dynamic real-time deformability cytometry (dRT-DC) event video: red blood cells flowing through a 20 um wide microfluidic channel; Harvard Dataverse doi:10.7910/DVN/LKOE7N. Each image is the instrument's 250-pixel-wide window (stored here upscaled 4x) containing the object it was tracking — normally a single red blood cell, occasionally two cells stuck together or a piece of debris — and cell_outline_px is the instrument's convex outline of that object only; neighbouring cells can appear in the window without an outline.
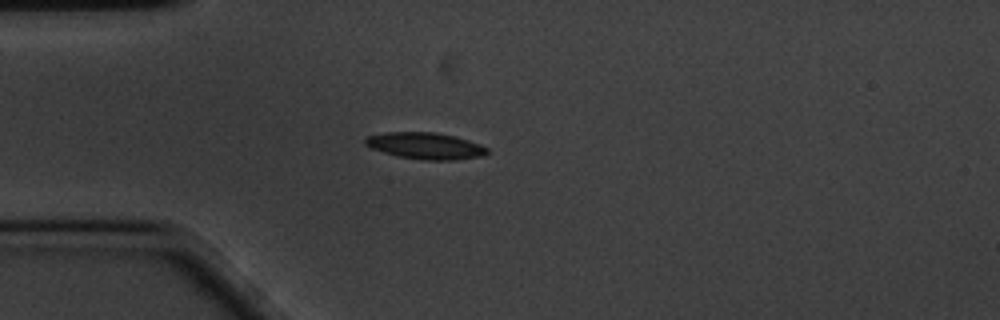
{"species": "common noctule bat (a hibernating species)", "species_latin": "Nyctalus noctula", "temperature_condition": "cold", "stored_images_in_passage": 44, "camera_frame_rate_fps": 3000, "um_per_image_px": 0.085, "animal": {"sex": "male", "body_mass_g": 20.1, "forearm_length_mm": 53.5}, "frame": {"image": 1, "passage_image": 1, "time_ms": 0.0, "image_size_px": [1000, 320], "cell_outline_px": [[488, 152], [484, 156], [456, 160], [424, 160], [396, 156], [372, 148], [364, 144], [364, 136], [384, 132], [436, 132], [456, 136], [480, 144], [488, 148]], "centroid_in_image_um": [36.15, 12.39], "position_along_channel_um": 48.8, "area_um2": 19.13}}
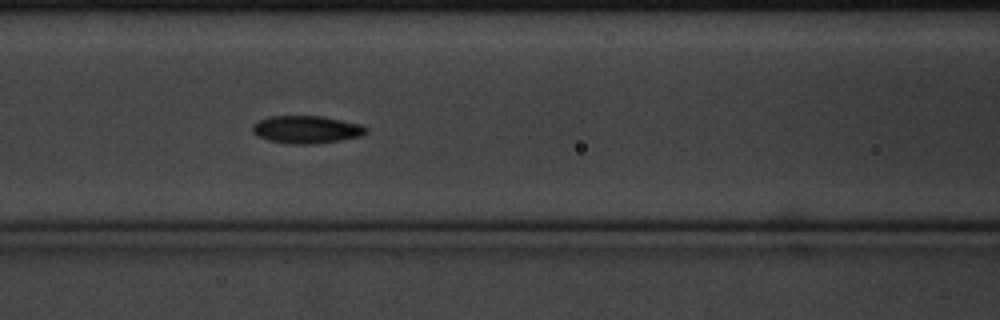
{"frame": {"image": 2, "passage_image": 10, "time_ms": 3.0, "image_size_px": [1000, 320], "cell_outline_px": [[368, 132], [360, 136], [340, 140], [316, 144], [292, 144], [268, 140], [256, 136], [252, 132], [252, 124], [260, 120], [272, 116], [320, 116], [360, 124], [368, 128]], "centroid_in_image_um": [26.03, 11.02], "position_along_channel_um": 140.6, "area_um2": 18.26}}
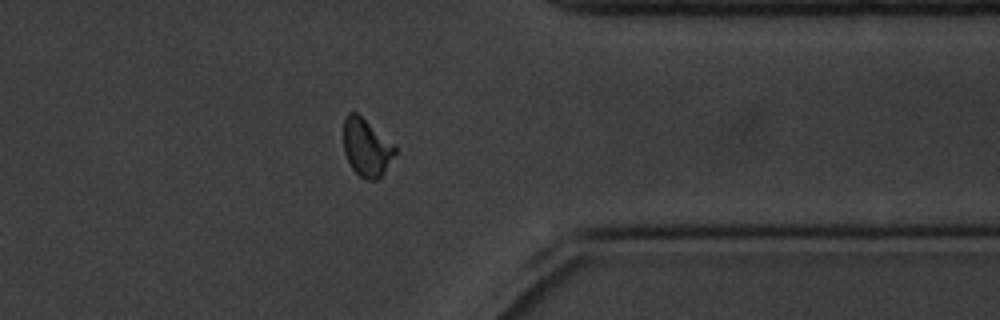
{"frame": {"image": 3, "passage_image": 32, "time_ms": 10.333, "image_size_px": [1000, 320], "cell_outline_px": [[396, 152], [380, 180], [364, 180], [352, 168], [344, 152], [344, 116], [348, 112], [356, 112], [396, 144]], "centroid_in_image_um": [31.17, 12.54], "position_along_channel_um": 380.2, "area_um2": 17.57}, "authors_computed_cell_mechanics": {"area_um2": 17.5134, "velocity_mm_per_s": 3.4013, "shape_relaxation_time_tau1_ms": 3.0261, "shape_relaxation_time_tau2_ms": null, "deformation_change_tau1": 0.1178, "deformation_change_tau2": null}}